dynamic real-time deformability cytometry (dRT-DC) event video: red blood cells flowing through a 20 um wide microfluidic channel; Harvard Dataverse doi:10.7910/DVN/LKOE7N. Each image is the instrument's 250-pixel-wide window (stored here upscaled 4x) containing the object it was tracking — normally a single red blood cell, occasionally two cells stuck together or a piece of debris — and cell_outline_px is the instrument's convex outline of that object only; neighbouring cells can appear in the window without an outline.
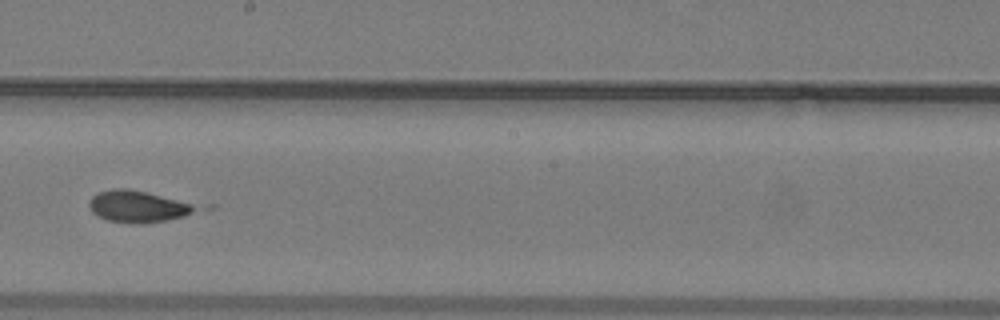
{"species": "common noctule bat (a hibernating species)", "species_latin": "Nyctalus noctula", "temperature_condition": "warm", "stored_images_in_passage": 46, "camera_frame_rate_fps": 3000, "um_per_image_px": 0.085, "animal": {"sex": "male", "body_mass_g": 19.2, "forearm_length_mm": 51.8}, "frame": {"image": 1, "passage_image": 27, "time_ms": 8.667, "image_size_px": [1000, 320], "cell_outline_px": [[216, 208], [184, 216], [164, 220], [140, 224], [132, 224], [108, 220], [96, 216], [92, 212], [88, 204], [92, 196], [100, 192], [116, 188], [128, 188], [216, 204]], "centroid_in_image_um": [12.14, 17.53], "position_along_channel_um": 236.1, "area_um2": 21.68}}
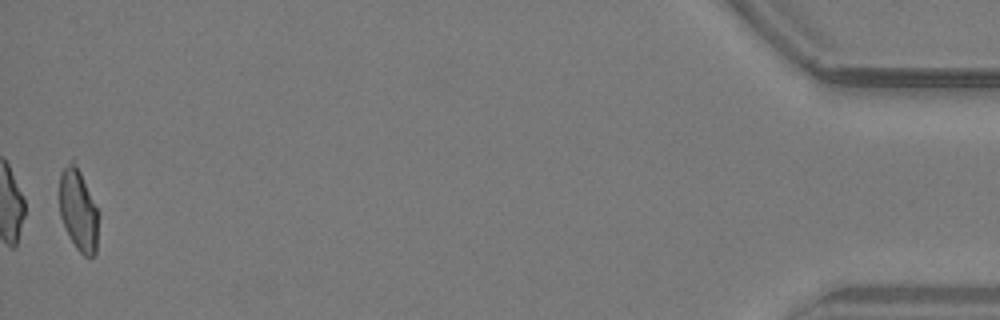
{"frame": {"image": 2, "passage_image": 46, "time_ms": 15.0, "image_size_px": [1000, 320], "cell_outline_px": [[100, 216], [96, 252], [92, 256], [84, 256], [76, 248], [68, 236], [60, 216], [60, 172], [72, 156], [100, 212]], "centroid_in_image_um": [6.68, 17.85], "position_along_channel_um": 428.5, "area_um2": 19.07}}